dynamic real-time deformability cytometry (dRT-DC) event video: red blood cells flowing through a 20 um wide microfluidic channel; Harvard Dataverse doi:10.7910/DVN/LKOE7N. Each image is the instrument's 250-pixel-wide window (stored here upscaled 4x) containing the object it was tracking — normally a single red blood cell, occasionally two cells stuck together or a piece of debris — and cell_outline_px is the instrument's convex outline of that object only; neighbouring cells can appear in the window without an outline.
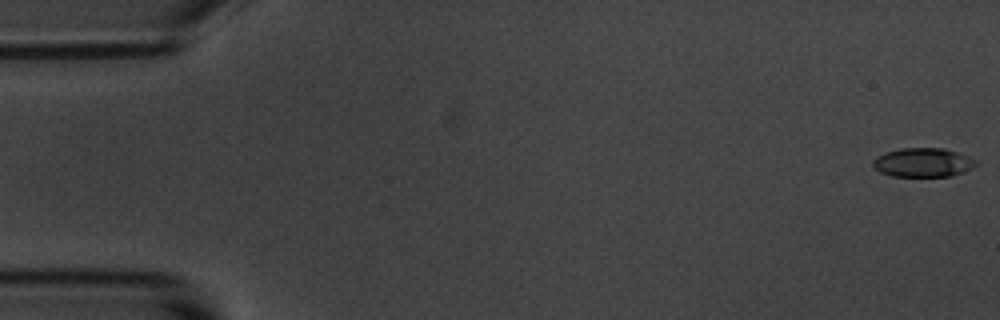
{"species": "common noctule bat (a hibernating species)", "species_latin": "Nyctalus noctula", "temperature_condition": "room temperature", "stored_images_in_passage": 15, "camera_frame_rate_fps": 3000, "um_per_image_px": 0.085, "animal": {"sex": "male", "body_mass_g": 20.1, "forearm_length_mm": 53.5}, "frame": {"image": 1, "passage_image": 1, "time_ms": 0.0, "image_size_px": [1000, 320], "cell_outline_px": [[976, 164], [972, 168], [964, 172], [952, 176], [892, 176], [880, 172], [872, 164], [872, 160], [876, 156], [884, 152], [900, 148], [944, 148], [968, 156], [976, 160]], "centroid_in_image_um": [78.43, 13.8], "position_along_channel_um": 6.6, "area_um2": 17.46}}